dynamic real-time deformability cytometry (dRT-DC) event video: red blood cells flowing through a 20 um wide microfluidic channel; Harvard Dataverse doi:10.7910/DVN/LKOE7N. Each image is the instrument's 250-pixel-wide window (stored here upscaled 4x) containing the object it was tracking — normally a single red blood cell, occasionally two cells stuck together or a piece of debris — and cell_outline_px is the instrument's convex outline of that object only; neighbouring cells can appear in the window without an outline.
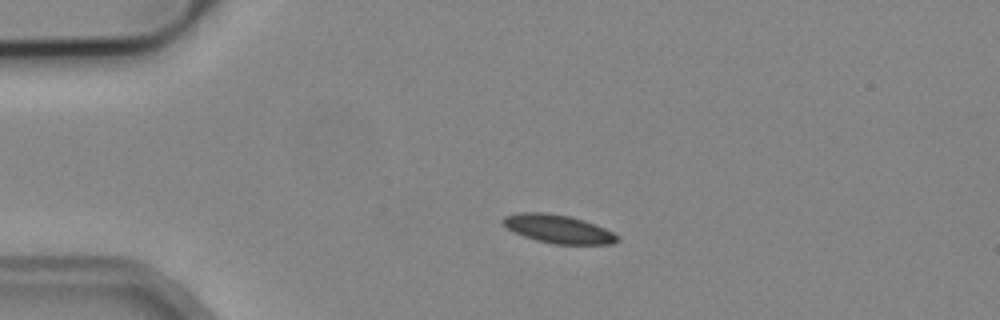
{"species": "common noctule bat (a hibernating species)", "species_latin": "Nyctalus noctula", "temperature_condition": "cold", "stored_images_in_passage": 4, "camera_frame_rate_fps": 3000, "um_per_image_px": 0.085, "animal": {"sex": "male", "body_mass_g": 19.2, "forearm_length_mm": 51.8}, "frame": {"image": 1, "passage_image": 3, "time_ms": 2.333, "image_size_px": [1000, 320], "cell_outline_px": [[620, 240], [612, 244], [552, 244], [536, 240], [512, 232], [500, 220], [504, 216], [520, 212], [540, 212], [568, 216], [584, 220], [604, 228], [620, 236]], "centroid_in_image_um": [47.44, 19.47], "position_along_channel_um": 37.6, "area_um2": 18.9}}